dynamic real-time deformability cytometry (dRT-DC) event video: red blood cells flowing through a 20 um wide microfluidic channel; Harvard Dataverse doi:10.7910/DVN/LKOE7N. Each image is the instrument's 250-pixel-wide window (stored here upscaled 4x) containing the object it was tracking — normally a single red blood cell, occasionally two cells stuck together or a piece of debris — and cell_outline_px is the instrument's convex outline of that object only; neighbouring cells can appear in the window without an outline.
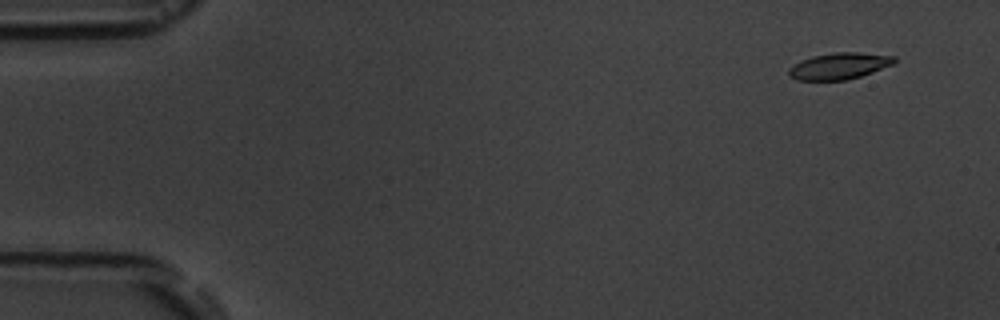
{"species": "common noctule bat (a hibernating species)", "species_latin": "Nyctalus noctula", "temperature_condition": "room temperature", "stored_images_in_passage": 4, "camera_frame_rate_fps": 3000, "um_per_image_px": 0.085, "animal": {"sex": "male", "body_mass_g": 19.5, "forearm_length_mm": 54.6}, "frame": {"image": 1, "passage_image": 1, "time_ms": 0.0, "image_size_px": [1000, 320], "cell_outline_px": [[896, 60], [892, 64], [872, 72], [848, 80], [796, 80], [788, 76], [788, 68], [792, 64], [800, 60], [812, 56], [836, 52], [860, 52], [896, 56]], "centroid_in_image_um": [71.29, 5.61], "position_along_channel_um": 13.7, "area_um2": 16.42}}